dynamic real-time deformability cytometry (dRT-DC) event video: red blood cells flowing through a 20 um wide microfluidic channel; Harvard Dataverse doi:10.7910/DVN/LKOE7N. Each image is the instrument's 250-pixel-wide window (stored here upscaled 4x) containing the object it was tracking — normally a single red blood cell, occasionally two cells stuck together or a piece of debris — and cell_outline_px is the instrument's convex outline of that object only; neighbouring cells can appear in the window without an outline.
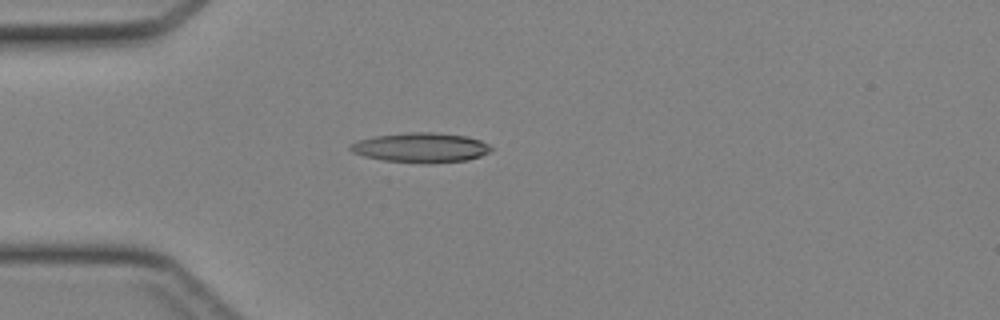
{"species": "Egyptian fruit bat (a non-hibernating species)", "species_latin": "Rousettus aegyptiacus", "temperature_condition": "cold", "stored_images_in_passage": 43, "camera_frame_rate_fps": 3000, "um_per_image_px": 0.085, "animal": {"sex": "female"}, "frame": {"image": 1, "passage_image": 11, "time_ms": 3.333, "image_size_px": [1000, 320], "cell_outline_px": [[492, 148], [488, 152], [480, 156], [468, 160], [428, 164], [424, 164], [384, 160], [364, 156], [352, 152], [348, 148], [352, 144], [360, 140], [376, 136], [408, 132], [436, 132], [468, 136], [480, 140], [488, 144]], "centroid_in_image_um": [35.8, 12.55], "position_along_channel_um": 49.2, "area_um2": 24.39}}
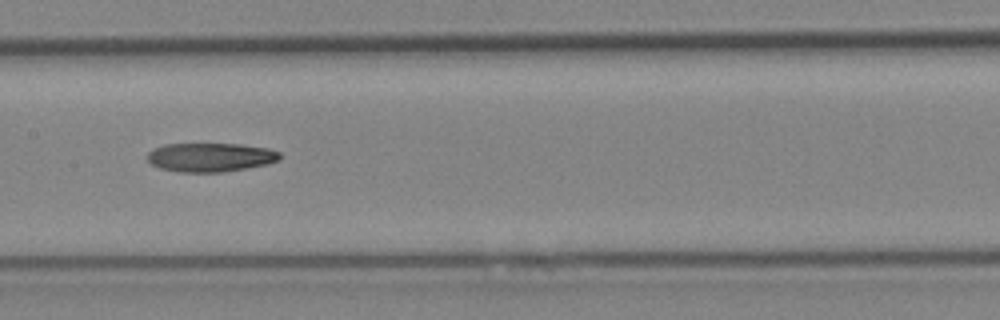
{"frame": {"image": 2, "passage_image": 21, "time_ms": 6.667, "image_size_px": [1000, 320], "cell_outline_px": [[280, 160], [268, 164], [224, 172], [180, 172], [160, 168], [152, 164], [148, 160], [148, 152], [164, 144], [240, 144], [268, 148], [280, 152]], "centroid_in_image_um": [17.92, 13.37], "position_along_channel_um": 189.5, "area_um2": 22.25}}
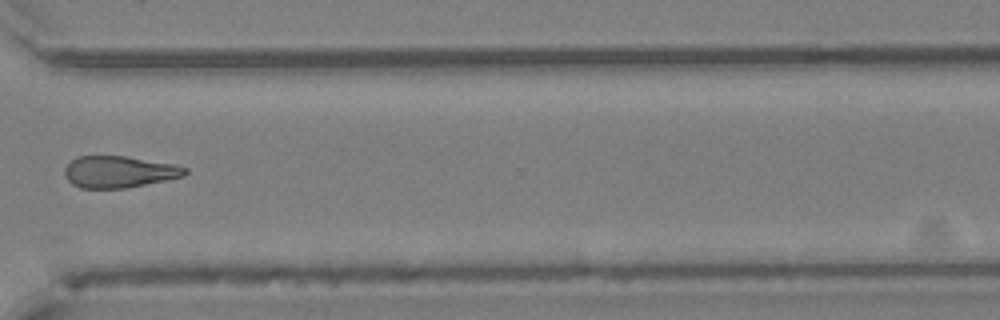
{"frame": {"image": 3, "passage_image": 32, "time_ms": 10.333, "image_size_px": [1000, 320], "cell_outline_px": [[188, 172], [184, 176], [124, 188], [80, 188], [72, 184], [64, 176], [64, 168], [76, 156], [124, 156], [176, 164], [188, 168]], "centroid_in_image_um": [10.11, 14.6], "position_along_channel_um": 360.5, "area_um2": 22.2}}